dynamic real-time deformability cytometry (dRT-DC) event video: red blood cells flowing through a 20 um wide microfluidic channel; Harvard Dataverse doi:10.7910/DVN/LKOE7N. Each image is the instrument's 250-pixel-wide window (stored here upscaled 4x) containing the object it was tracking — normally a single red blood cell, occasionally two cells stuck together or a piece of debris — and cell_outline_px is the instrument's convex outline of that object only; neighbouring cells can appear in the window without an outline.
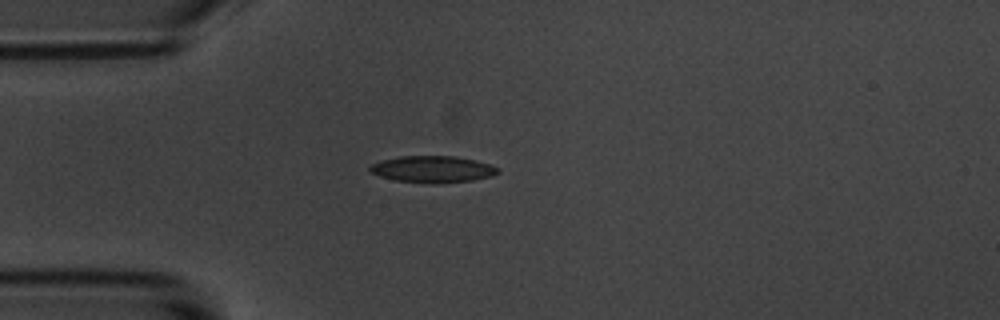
{"species": "common noctule bat (a hibernating species)", "species_latin": "Nyctalus noctula", "temperature_condition": "room temperature", "stored_images_in_passage": 1, "camera_frame_rate_fps": 3000, "um_per_image_px": 0.085, "animal": {"sex": "male", "body_mass_g": 20.1, "forearm_length_mm": 53.5}, "frame": {"image": 1, "passage_image": 1, "time_ms": 0.0, "image_size_px": [1000, 320], "cell_outline_px": [[500, 172], [492, 176], [472, 180], [436, 184], [432, 184], [396, 180], [380, 176], [368, 172], [368, 168], [372, 164], [384, 160], [400, 156], [456, 156], [476, 160], [500, 168]], "centroid_in_image_um": [36.79, 14.39], "position_along_channel_um": 48.2, "area_um2": 19.94}}